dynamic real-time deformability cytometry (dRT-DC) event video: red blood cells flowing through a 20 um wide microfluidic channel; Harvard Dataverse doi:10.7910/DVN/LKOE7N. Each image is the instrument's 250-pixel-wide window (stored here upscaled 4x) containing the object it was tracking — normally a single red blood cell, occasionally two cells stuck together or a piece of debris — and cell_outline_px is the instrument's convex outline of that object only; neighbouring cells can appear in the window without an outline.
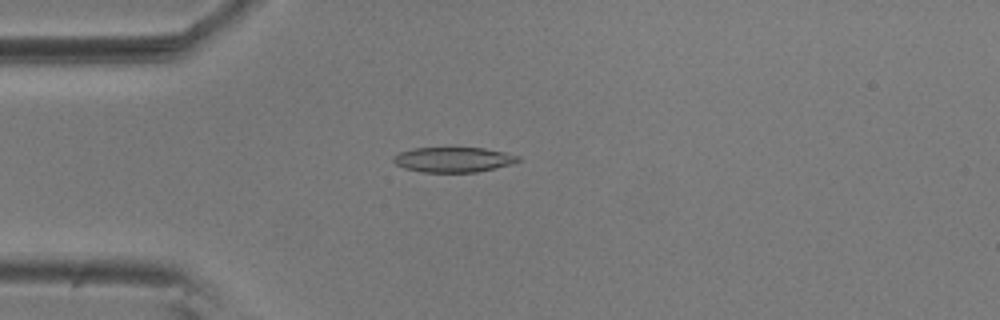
{"species": "common noctule bat (a hibernating species)", "species_latin": "Nyctalus noctula", "temperature_condition": "room temperature", "stored_images_in_passage": 48, "camera_frame_rate_fps": 3000, "um_per_image_px": 0.085, "animal": {"sex": "male", "body_mass_g": 20.5, "forearm_length_mm": 52.5}, "frame": {"image": 1, "passage_image": 7, "time_ms": 2.0, "image_size_px": [1000, 320], "cell_outline_px": [[520, 160], [512, 164], [496, 168], [476, 172], [424, 172], [404, 168], [396, 164], [392, 160], [400, 152], [412, 148], [484, 148], [504, 152], [520, 156]], "centroid_in_image_um": [38.56, 13.57], "position_along_channel_um": 46.4, "area_um2": 18.09}}
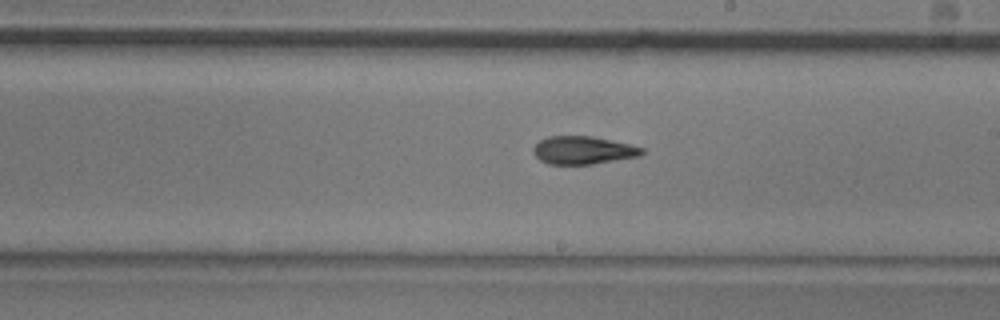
{"frame": {"image": 2, "passage_image": 24, "time_ms": 7.667, "image_size_px": [1000, 320], "cell_outline_px": [[644, 152], [640, 156], [592, 164], [548, 164], [540, 160], [532, 152], [532, 148], [540, 140], [548, 136], [592, 136], [628, 144], [644, 148]], "centroid_in_image_um": [49.54, 12.77], "position_along_channel_um": 239.5, "area_um2": 17.63}}
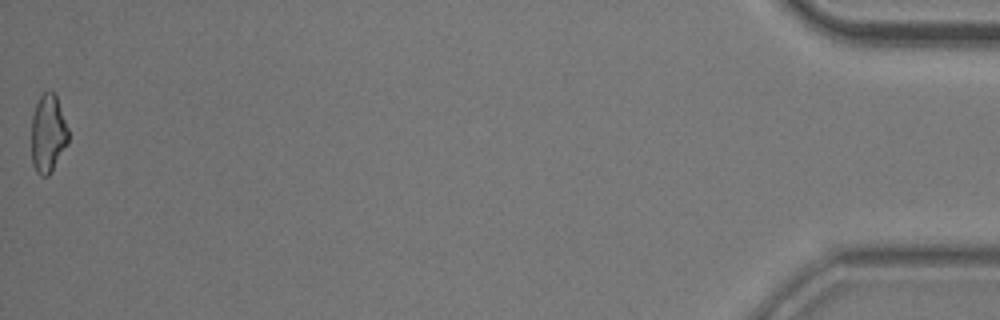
{"frame": {"image": 3, "passage_image": 48, "time_ms": 15.667, "image_size_px": [1000, 320], "cell_outline_px": [[68, 144], [52, 172], [48, 176], [40, 176], [36, 172], [32, 164], [32, 116], [36, 104], [40, 96], [44, 92], [52, 92], [56, 96], [68, 128]], "centroid_in_image_um": [4.08, 11.41], "position_along_channel_um": 431.1, "area_um2": 16.82}, "authors_computed_cell_mechanics": {"area_um2": 17.8602, "velocity_mm_per_s": 3.6458, "shape_relaxation_time_tau1_ms": 6.9238, "shape_relaxation_time_tau2_ms": 3.6549, "deformation_change_tau1": 0.1785, "deformation_change_tau2": 0.1171}}